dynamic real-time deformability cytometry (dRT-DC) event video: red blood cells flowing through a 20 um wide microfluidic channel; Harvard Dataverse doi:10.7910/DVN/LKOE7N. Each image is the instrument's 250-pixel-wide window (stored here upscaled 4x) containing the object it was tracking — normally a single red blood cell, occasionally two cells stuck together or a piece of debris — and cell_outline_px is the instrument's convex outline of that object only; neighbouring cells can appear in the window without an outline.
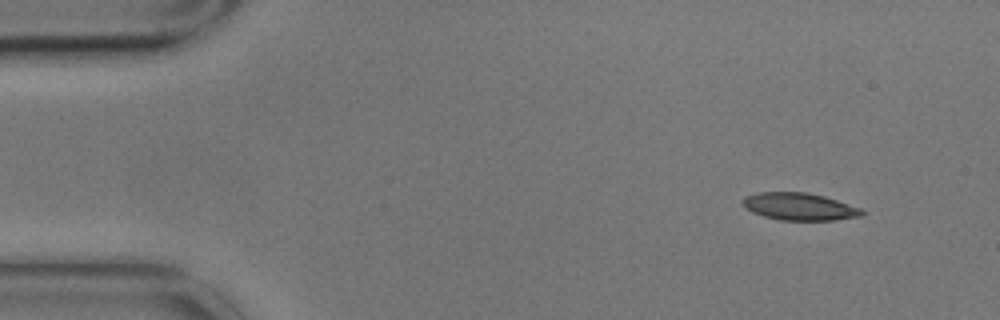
{"species": "common noctule bat (a hibernating species)", "species_latin": "Nyctalus noctula", "temperature_condition": "cold", "stored_images_in_passage": 4, "camera_frame_rate_fps": 3000, "um_per_image_px": 0.085, "animal": {"sex": "male", "body_mass_g": 17.9}, "frame": {"image": 1, "passage_image": 1, "time_ms": 0.0, "image_size_px": [1000, 320], "cell_outline_px": [[864, 216], [836, 220], [780, 220], [764, 216], [752, 212], [740, 200], [744, 196], [756, 192], [808, 192], [824, 196], [860, 208], [864, 212]], "centroid_in_image_um": [67.95, 17.55], "position_along_channel_um": 17.1, "area_um2": 19.02}}
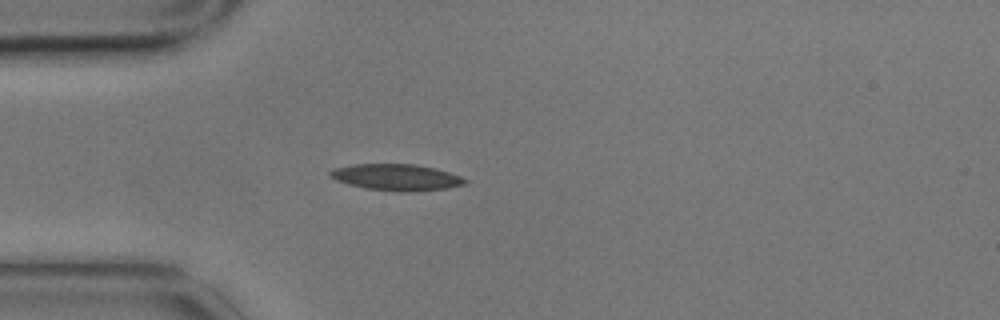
{"frame": {"image": 2, "passage_image": 4, "time_ms": 1.0, "image_size_px": [1000, 320], "cell_outline_px": [[468, 184], [448, 188], [412, 192], [396, 192], [364, 188], [348, 184], [336, 180], [328, 176], [328, 172], [332, 168], [356, 164], [416, 164], [436, 168], [460, 176], [468, 180]], "centroid_in_image_um": [33.7, 15.07], "position_along_channel_um": 51.3, "area_um2": 21.1}}